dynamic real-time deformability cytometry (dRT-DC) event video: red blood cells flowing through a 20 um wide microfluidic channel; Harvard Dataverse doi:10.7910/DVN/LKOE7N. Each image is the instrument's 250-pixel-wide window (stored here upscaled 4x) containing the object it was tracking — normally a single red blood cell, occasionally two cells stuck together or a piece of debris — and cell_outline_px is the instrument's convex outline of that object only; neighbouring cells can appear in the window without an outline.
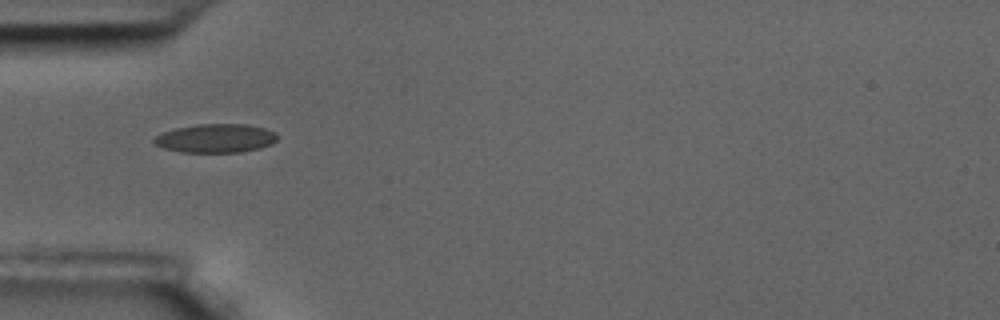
{"species": "common noctule bat (a hibernating species)", "species_latin": "Nyctalus noctula", "temperature_condition": "room temperature", "stored_images_in_passage": 7, "camera_frame_rate_fps": 3000, "um_per_image_px": 0.085, "animal": {"sex": "male", "body_mass_g": 17.5, "forearm_length_mm": 52.3}, "frame": {"image": 1, "passage_image": 5, "time_ms": 1.333, "image_size_px": [1000, 320], "cell_outline_px": [[276, 140], [272, 144], [260, 148], [240, 152], [180, 152], [164, 148], [152, 144], [152, 140], [156, 136], [164, 132], [176, 128], [196, 124], [244, 124], [264, 128], [276, 132]], "centroid_in_image_um": [18.31, 11.76], "position_along_channel_um": 66.7, "area_um2": 20.63}}